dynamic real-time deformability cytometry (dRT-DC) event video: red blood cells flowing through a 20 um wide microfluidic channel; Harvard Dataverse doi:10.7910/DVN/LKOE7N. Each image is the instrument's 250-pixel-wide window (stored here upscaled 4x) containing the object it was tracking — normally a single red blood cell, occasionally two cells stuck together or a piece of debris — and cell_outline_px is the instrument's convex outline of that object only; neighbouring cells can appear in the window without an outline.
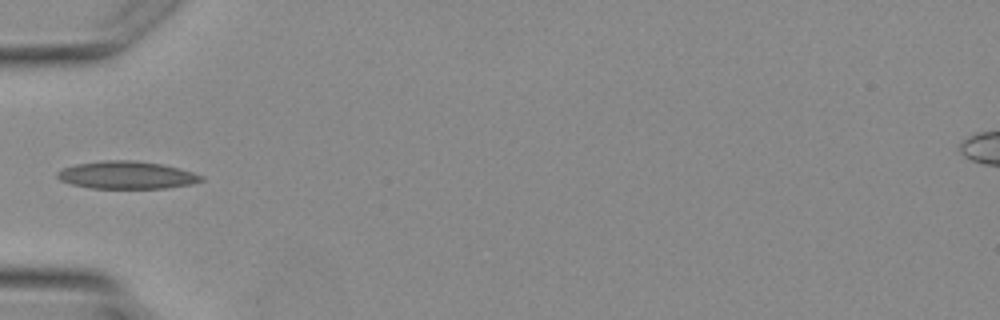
{"species": "Egyptian fruit bat (a non-hibernating species)", "species_latin": "Rousettus aegyptiacus", "temperature_condition": "warm", "stored_images_in_passage": 4, "camera_frame_rate_fps": 3000, "um_per_image_px": 0.085, "animal": {"sex": "female"}, "frame": {"image": 1, "passage_image": 4, "time_ms": 4.667, "image_size_px": [1000, 320], "cell_outline_px": [[204, 180], [192, 184], [168, 188], [92, 188], [72, 184], [60, 180], [56, 176], [56, 172], [64, 168], [76, 164], [104, 160], [132, 160], [160, 164], [192, 172], [204, 176]], "centroid_in_image_um": [10.77, 14.88], "position_along_channel_um": 74.2, "area_um2": 23.0}}